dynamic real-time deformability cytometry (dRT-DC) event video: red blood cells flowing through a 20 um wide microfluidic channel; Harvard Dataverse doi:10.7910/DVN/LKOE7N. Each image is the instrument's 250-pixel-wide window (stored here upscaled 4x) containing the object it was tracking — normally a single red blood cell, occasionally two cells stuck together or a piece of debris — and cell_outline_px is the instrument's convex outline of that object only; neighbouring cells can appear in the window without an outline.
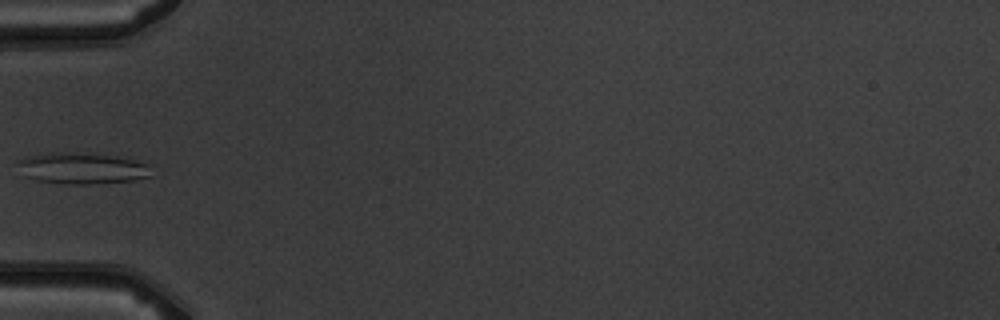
{"species": "common noctule bat (a hibernating species)", "species_latin": "Nyctalus noctula", "temperature_condition": "warm", "stored_images_in_passage": 7, "camera_frame_rate_fps": 3000, "um_per_image_px": 0.085, "animal": {"sex": "male", "body_mass_g": 19.5, "forearm_length_mm": 54.6}, "frame": {"image": 1, "passage_image": 6, "time_ms": 6.0, "image_size_px": [1000, 320], "cell_outline_px": [[152, 176], [136, 180], [96, 184], [68, 184], [36, 180], [24, 176], [16, 160], [28, 156], [48, 152], [52, 152], [112, 156], [136, 160], [148, 164]], "centroid_in_image_um": [6.97, 14.32], "position_along_channel_um": 78.0, "area_um2": 24.16}}